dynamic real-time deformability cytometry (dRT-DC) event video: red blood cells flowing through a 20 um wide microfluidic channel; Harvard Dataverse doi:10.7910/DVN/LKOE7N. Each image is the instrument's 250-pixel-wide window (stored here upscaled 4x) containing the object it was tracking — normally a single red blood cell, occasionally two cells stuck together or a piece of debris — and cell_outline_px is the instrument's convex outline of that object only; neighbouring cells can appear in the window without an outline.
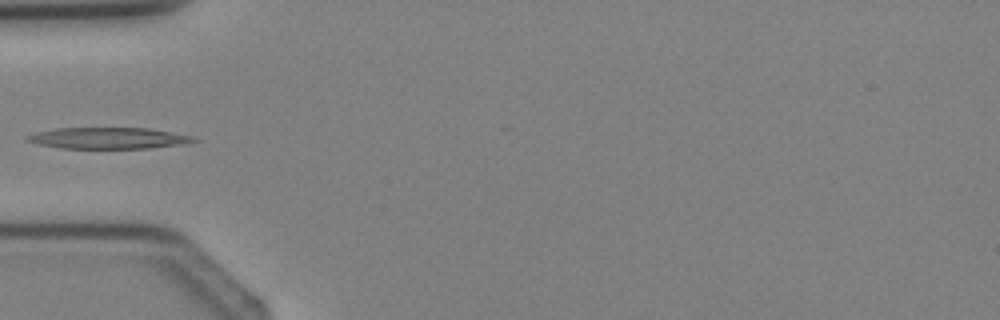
{"species": "Egyptian fruit bat (a non-hibernating species)", "species_latin": "Rousettus aegyptiacus", "temperature_condition": "cold", "stored_images_in_passage": 3, "camera_frame_rate_fps": 3000, "um_per_image_px": 0.085, "animal": {"sex": "female"}, "frame": {"image": 1, "passage_image": 3, "time_ms": 2.667, "image_size_px": [1000, 320], "cell_outline_px": [[200, 140], [180, 144], [148, 148], [60, 148], [36, 144], [24, 140], [24, 136], [36, 132], [56, 128], [148, 128], [192, 136]], "centroid_in_image_um": [9.12, 11.74], "position_along_channel_um": 75.9, "area_um2": 20.58}}